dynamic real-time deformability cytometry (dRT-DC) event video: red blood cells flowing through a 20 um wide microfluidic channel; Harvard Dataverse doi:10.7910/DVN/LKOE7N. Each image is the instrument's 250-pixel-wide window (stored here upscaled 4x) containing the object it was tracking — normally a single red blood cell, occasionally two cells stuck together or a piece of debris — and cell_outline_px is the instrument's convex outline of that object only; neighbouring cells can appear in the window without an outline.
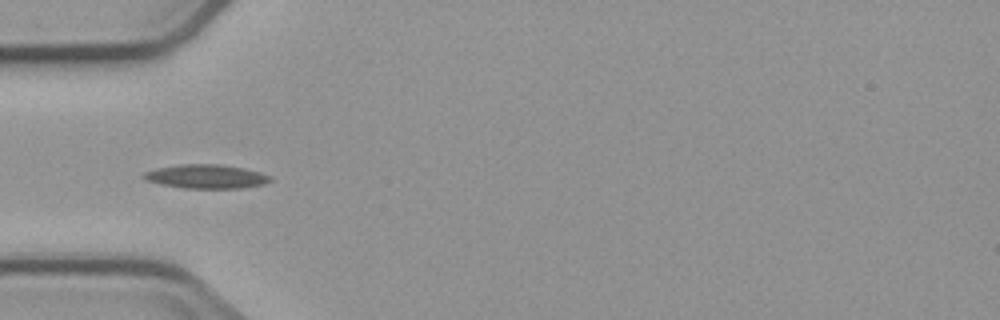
{"species": "common noctule bat (a hibernating species)", "species_latin": "Nyctalus noctula", "temperature_condition": "cold", "stored_images_in_passage": 3, "camera_frame_rate_fps": 3000, "um_per_image_px": 0.085, "animal": {"sex": "male", "body_mass_g": 23.1, "forearm_length_mm": 52.7}, "frame": {"image": 1, "passage_image": 1, "time_ms": 0.0, "image_size_px": [1000, 320], "cell_outline_px": [[272, 180], [264, 184], [240, 188], [184, 188], [160, 184], [144, 180], [140, 176], [144, 172], [156, 168], [180, 164], [220, 164], [244, 168], [260, 172], [272, 176]], "centroid_in_image_um": [17.5, 15.0], "position_along_channel_um": 67.5, "area_um2": 17.8}}
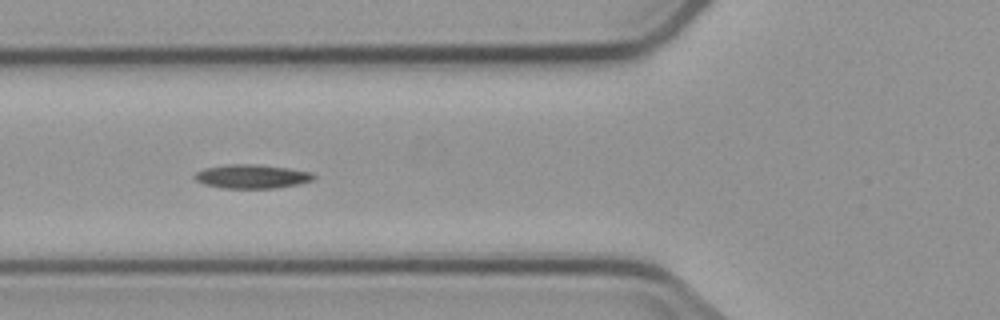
{"frame": {"image": 2, "passage_image": 2, "time_ms": 1.0, "image_size_px": [1000, 320], "cell_outline_px": [[316, 176], [312, 180], [296, 184], [276, 188], [220, 188], [204, 184], [196, 180], [192, 176], [196, 172], [204, 168], [228, 164], [256, 164], [288, 168], [308, 172]], "centroid_in_image_um": [21.34, 14.99], "position_along_channel_um": 104.5, "area_um2": 16.47}}
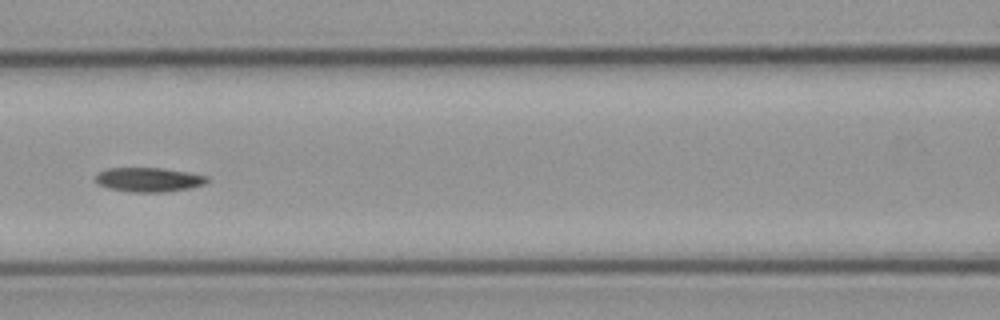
{"frame": {"image": 3, "passage_image": 3, "time_ms": 2.333, "image_size_px": [1000, 320], "cell_outline_px": [[208, 180], [204, 184], [192, 188], [168, 192], [128, 192], [108, 188], [100, 184], [96, 180], [96, 176], [100, 172], [108, 168], [160, 168], [188, 172], [208, 176]], "centroid_in_image_um": [12.68, 15.28], "position_along_channel_um": 153.9, "area_um2": 15.78}}